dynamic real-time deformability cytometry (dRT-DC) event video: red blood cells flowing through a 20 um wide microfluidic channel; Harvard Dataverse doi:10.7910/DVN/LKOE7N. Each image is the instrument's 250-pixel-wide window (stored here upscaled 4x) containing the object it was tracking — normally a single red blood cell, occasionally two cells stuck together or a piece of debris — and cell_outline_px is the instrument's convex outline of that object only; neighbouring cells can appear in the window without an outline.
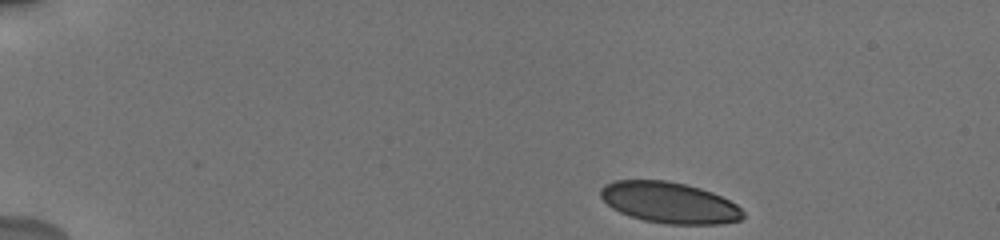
{"species": "human", "species_latin": "Homo sapiens", "temperature_condition": "cold", "stored_images_in_passage": 53, "camera_frame_rate_fps": 3000, "um_per_image_px": 0.085, "donor": {"sex": "male"}, "frame": {"image": 1, "passage_image": 1, "time_ms": 0.0, "image_size_px": [1000, 240], "cell_outline_px": [[744, 216], [740, 220], [720, 224], [668, 224], [644, 220], [620, 212], [612, 208], [600, 196], [600, 188], [604, 184], [616, 180], [668, 180], [700, 188], [712, 192], [736, 204], [744, 212]], "centroid_in_image_um": [56.89, 17.22], "position_along_channel_um": 28.1, "area_um2": 33.99}}
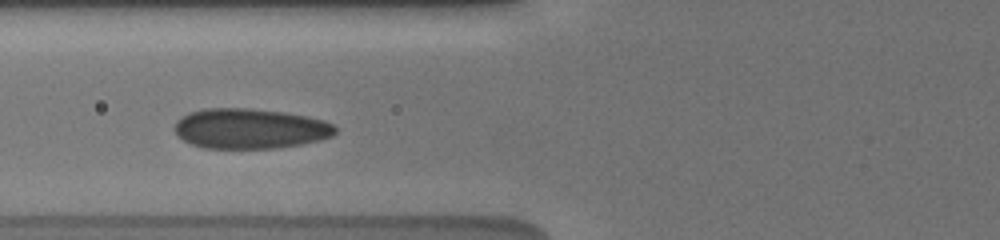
{"frame": {"image": 2, "passage_image": 19, "time_ms": 4.667, "image_size_px": [1000, 240], "cell_outline_px": [[336, 132], [332, 136], [320, 140], [300, 144], [276, 148], [204, 148], [192, 144], [176, 136], [172, 128], [176, 120], [188, 112], [204, 108], [252, 108], [284, 112], [308, 116], [324, 120], [332, 124], [336, 128]], "centroid_in_image_um": [21.21, 10.92], "position_along_channel_um": 104.6, "area_um2": 37.97}}
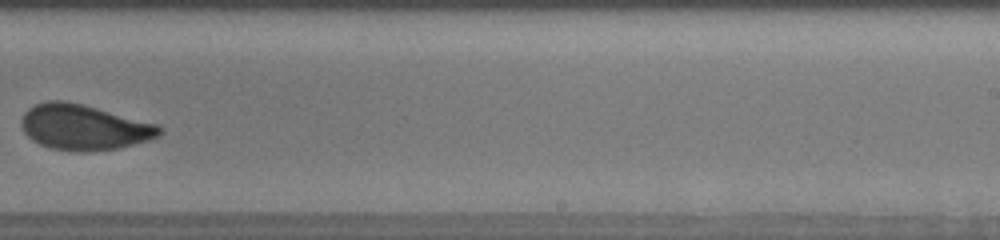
{"frame": {"image": 3, "passage_image": 37, "time_ms": 9.333, "image_size_px": [1000, 240], "cell_outline_px": [[164, 132], [160, 136], [148, 140], [116, 148], [84, 152], [52, 148], [40, 144], [32, 140], [24, 132], [20, 124], [24, 112], [28, 108], [36, 104], [48, 100], [64, 100], [84, 104], [160, 124], [164, 128]], "centroid_in_image_um": [7.17, 10.79], "position_along_channel_um": 281.8, "area_um2": 36.82}, "authors_computed_cell_mechanics": {"area_um2": 36.6452, "velocity_mm_per_s": 3.8069, "shape_relaxation_time_tau1_ms": 3.9575, "shape_relaxation_time_tau2_ms": 1.0063, "deformation_change_tau1": 0.1108, "deformation_change_tau2": 0.0349}}